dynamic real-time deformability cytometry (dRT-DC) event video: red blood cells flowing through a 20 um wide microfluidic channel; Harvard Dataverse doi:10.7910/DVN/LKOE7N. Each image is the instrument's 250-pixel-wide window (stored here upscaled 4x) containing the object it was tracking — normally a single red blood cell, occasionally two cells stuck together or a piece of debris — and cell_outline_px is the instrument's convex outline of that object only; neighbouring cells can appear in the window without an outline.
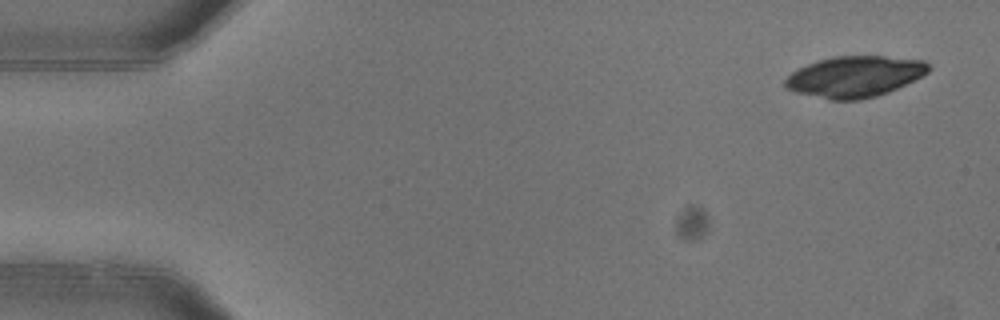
{"species": "common noctule bat (a hibernating species)", "species_latin": "Nyctalus noctula", "temperature_condition": "warm", "stored_images_in_passage": 4, "camera_frame_rate_fps": 3000, "um_per_image_px": 0.085, "animal": {"sex": "female"}, "frame": {"image": 1, "passage_image": 1, "time_ms": 0.0, "image_size_px": [1000, 320], "cell_outline_px": [[932, 68], [928, 72], [888, 92], [876, 96], [860, 100], [828, 100], [796, 92], [784, 88], [784, 80], [792, 72], [808, 64], [832, 56], [884, 56], [924, 60]], "centroid_in_image_um": [72.63, 6.51], "position_along_channel_um": 12.4, "area_um2": 34.16}}